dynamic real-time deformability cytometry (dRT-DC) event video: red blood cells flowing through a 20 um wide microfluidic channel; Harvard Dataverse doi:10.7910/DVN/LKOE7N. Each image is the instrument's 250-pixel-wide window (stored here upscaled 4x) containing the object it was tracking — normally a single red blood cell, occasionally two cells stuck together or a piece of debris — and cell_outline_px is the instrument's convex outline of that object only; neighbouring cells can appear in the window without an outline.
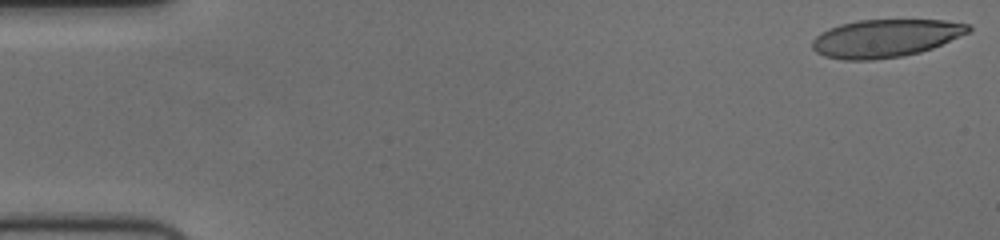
{"species": "human", "species_latin": "Homo sapiens", "temperature_condition": "cold", "stored_images_in_passage": 55, "camera_frame_rate_fps": 3000, "um_per_image_px": 0.085, "donor": {"sex": "female"}, "frame": {"image": 1, "passage_image": 1, "time_ms": 0.0, "image_size_px": [1000, 240], "cell_outline_px": [[972, 32], [932, 48], [920, 52], [904, 56], [872, 60], [844, 60], [824, 56], [816, 52], [812, 48], [812, 40], [820, 32], [828, 28], [840, 24], [856, 20], [944, 20], [968, 24], [972, 28]], "centroid_in_image_um": [75.26, 3.25], "position_along_channel_um": 9.7, "area_um2": 34.74}}
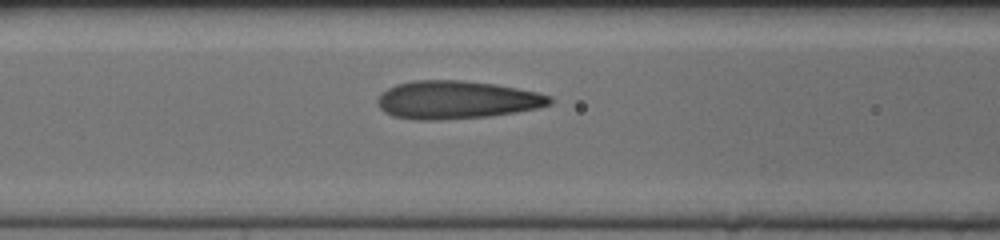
{"frame": {"image": 2, "passage_image": 23, "time_ms": 7.333, "image_size_px": [1000, 240], "cell_outline_px": [[552, 104], [536, 108], [516, 112], [484, 116], [440, 120], [416, 120], [392, 116], [384, 112], [376, 104], [376, 100], [388, 88], [396, 84], [416, 80], [464, 80], [496, 84], [536, 92], [552, 96]], "centroid_in_image_um": [38.79, 8.48], "position_along_channel_um": 127.8, "area_um2": 38.15}}
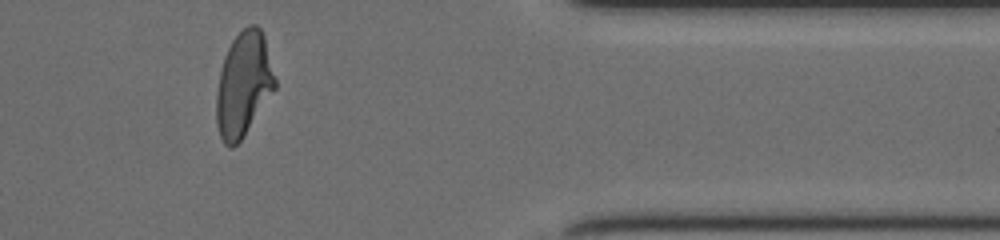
{"frame": {"image": 3, "passage_image": 46, "time_ms": 15.0, "image_size_px": [1000, 240], "cell_outline_px": [[276, 88], [240, 140], [232, 148], [228, 148], [224, 144], [220, 136], [216, 124], [216, 96], [220, 72], [224, 56], [232, 40], [248, 24], [256, 24], [260, 28], [264, 36], [276, 80]], "centroid_in_image_um": [20.69, 7.17], "position_along_channel_um": 390.7, "area_um2": 35.43}, "authors_computed_cell_mechanics": {"area_um2": 36.414, "velocity_mm_per_s": 3.7265, "shape_relaxation_time_tau1_ms": 6.8301, "shape_relaxation_time_tau2_ms": 1.0775, "deformation_change_tau1": 0.2289, "deformation_change_tau2": 0.0827}}